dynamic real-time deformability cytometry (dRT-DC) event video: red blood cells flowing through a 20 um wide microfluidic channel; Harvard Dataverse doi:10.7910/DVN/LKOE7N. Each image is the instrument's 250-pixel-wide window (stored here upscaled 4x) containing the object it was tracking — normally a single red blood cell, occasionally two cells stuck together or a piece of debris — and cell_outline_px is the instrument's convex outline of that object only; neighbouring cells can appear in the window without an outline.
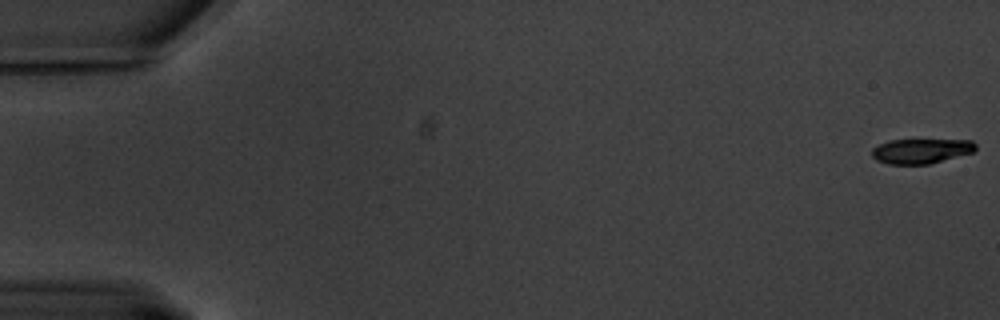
{"species": "common noctule bat (a hibernating species)", "species_latin": "Nyctalus noctula", "temperature_condition": "warm", "stored_images_in_passage": 11, "camera_frame_rate_fps": 3000, "um_per_image_px": 0.085, "animal": {"sex": "male", "body_mass_g": 20.1, "forearm_length_mm": 53.5}, "frame": {"image": 1, "passage_image": 1, "time_ms": 0.0, "image_size_px": [1000, 320], "cell_outline_px": [[976, 148], [972, 152], [928, 164], [888, 164], [876, 160], [872, 156], [872, 148], [888, 140], [972, 140], [976, 144]], "centroid_in_image_um": [78.26, 12.83], "position_along_channel_um": 6.7, "area_um2": 14.85}}